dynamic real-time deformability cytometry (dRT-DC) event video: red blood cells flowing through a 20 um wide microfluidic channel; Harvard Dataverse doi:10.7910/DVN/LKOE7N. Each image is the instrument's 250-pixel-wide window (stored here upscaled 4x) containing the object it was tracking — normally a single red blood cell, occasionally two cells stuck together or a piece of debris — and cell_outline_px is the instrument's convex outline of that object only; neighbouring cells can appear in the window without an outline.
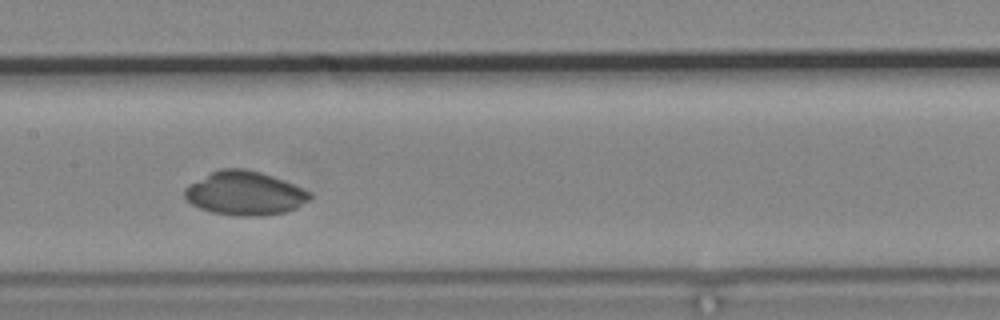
{"species": "common noctule bat (a hibernating species)", "species_latin": "Nyctalus noctula", "temperature_condition": "cold", "stored_images_in_passage": 7, "camera_frame_rate_fps": 3000, "um_per_image_px": 0.085, "animal": {"sex": "male", "body_mass_g": 19.2, "forearm_length_mm": 51.8}, "frame": {"image": 1, "passage_image": 7, "time_ms": 7.0, "image_size_px": [1000, 320], "cell_outline_px": [[312, 196], [308, 200], [296, 208], [288, 212], [260, 216], [240, 216], [212, 212], [200, 208], [192, 204], [184, 196], [184, 188], [212, 172], [220, 168], [244, 168], [260, 172], [272, 176], [312, 192]], "centroid_in_image_um": [20.82, 16.43], "position_along_channel_um": 186.6, "area_um2": 31.73}}